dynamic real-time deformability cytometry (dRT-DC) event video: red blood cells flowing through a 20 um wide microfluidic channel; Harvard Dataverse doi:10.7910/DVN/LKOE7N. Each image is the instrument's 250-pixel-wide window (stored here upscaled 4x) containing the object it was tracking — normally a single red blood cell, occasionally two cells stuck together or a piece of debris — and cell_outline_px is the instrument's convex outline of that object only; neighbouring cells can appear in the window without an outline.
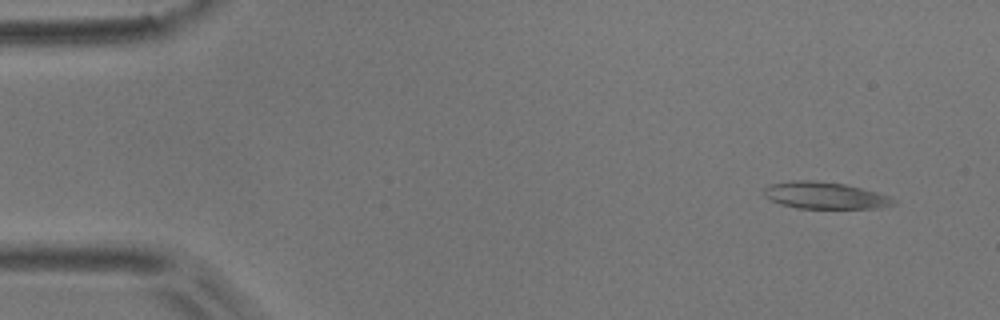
{"species": "common noctule bat (a hibernating species)", "species_latin": "Nyctalus noctula", "temperature_condition": "room temperature", "stored_images_in_passage": 5, "camera_frame_rate_fps": 3000, "um_per_image_px": 0.085, "animal": {"sex": "male", "body_mass_g": 17.9}, "frame": {"image": 1, "passage_image": 1, "time_ms": 0.0, "image_size_px": [1000, 320], "cell_outline_px": [[896, 204], [876, 208], [796, 208], [780, 204], [764, 196], [764, 188], [772, 184], [796, 180], [812, 180], [844, 184], [876, 192], [888, 196], [896, 200]], "centroid_in_image_um": [70.11, 16.62], "position_along_channel_um": 14.9, "area_um2": 20.0}}
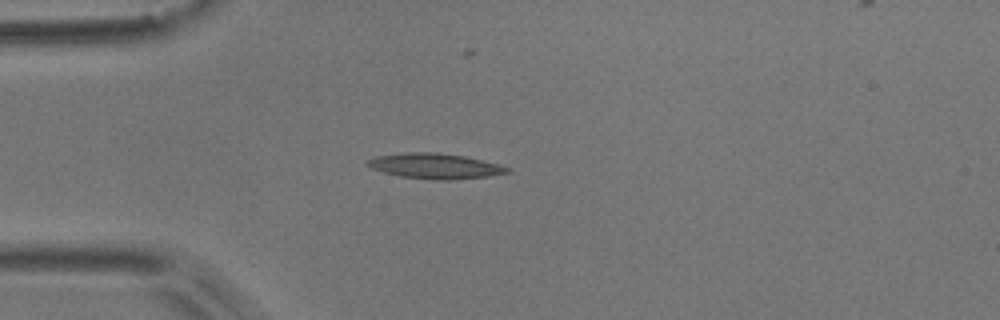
{"frame": {"image": 2, "passage_image": 4, "time_ms": 1.0, "image_size_px": [1000, 320], "cell_outline_px": [[512, 168], [508, 172], [488, 176], [448, 180], [432, 180], [400, 176], [384, 172], [372, 168], [364, 164], [368, 160], [376, 156], [404, 152], [436, 152], [464, 156], [500, 164]], "centroid_in_image_um": [36.97, 14.11], "position_along_channel_um": 48.0, "area_um2": 20.63}}